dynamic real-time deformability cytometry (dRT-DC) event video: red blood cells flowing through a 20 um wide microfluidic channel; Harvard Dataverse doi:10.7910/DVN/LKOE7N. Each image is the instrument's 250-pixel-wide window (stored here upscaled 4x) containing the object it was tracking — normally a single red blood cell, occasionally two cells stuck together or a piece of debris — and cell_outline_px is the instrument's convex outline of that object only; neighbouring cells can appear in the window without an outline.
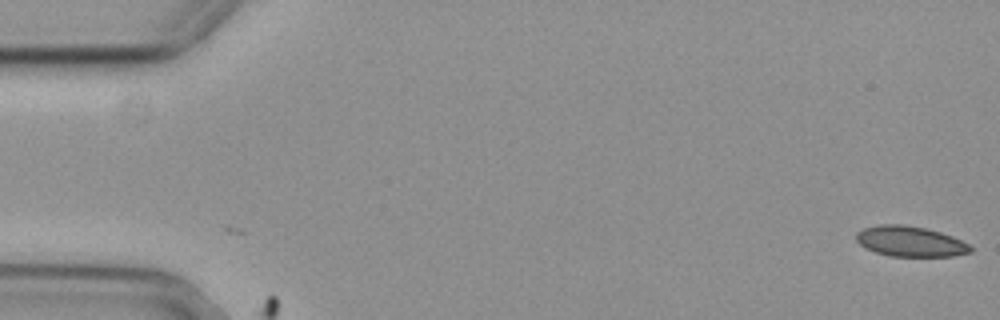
{"species": "common noctule bat (a hibernating species)", "species_latin": "Nyctalus noctula", "temperature_condition": "cold", "stored_images_in_passage": 4, "camera_frame_rate_fps": 3000, "um_per_image_px": 0.085, "animal": {"sex": "female", "body_mass_g": 29.2, "forearm_length_mm": 56.3}, "frame": {"image": 1, "passage_image": 4, "time_ms": 1.0, "image_size_px": [1000, 320], "cell_outline_px": [[972, 252], [952, 256], [892, 256], [876, 252], [864, 248], [856, 240], [856, 232], [864, 228], [880, 224], [904, 224], [924, 228], [940, 232], [952, 236], [968, 244], [972, 248]], "centroid_in_image_um": [77.35, 20.51], "position_along_channel_um": 7.7, "area_um2": 20.17}}